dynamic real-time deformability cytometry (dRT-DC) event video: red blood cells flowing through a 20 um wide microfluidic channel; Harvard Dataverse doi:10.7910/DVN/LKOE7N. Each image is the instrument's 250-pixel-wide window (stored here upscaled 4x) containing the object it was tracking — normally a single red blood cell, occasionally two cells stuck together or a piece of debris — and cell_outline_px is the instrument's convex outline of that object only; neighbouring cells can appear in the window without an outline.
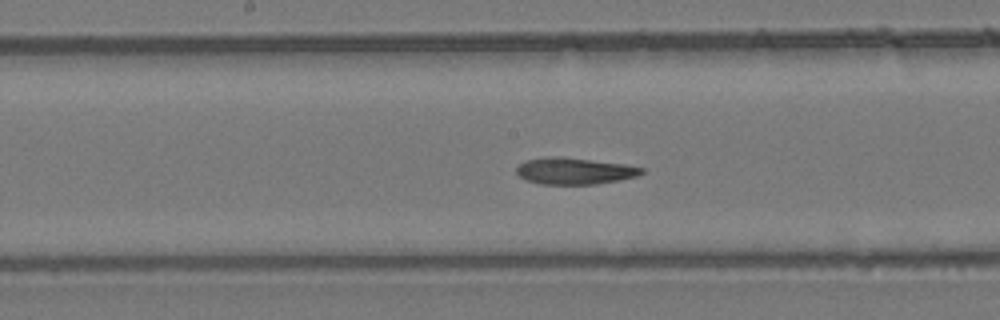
{"species": "common noctule bat (a hibernating species)", "species_latin": "Nyctalus noctula", "temperature_condition": "room temperature", "stored_images_in_passage": 39, "camera_frame_rate_fps": 3000, "um_per_image_px": 0.085, "animal": {"sex": "female", "body_mass_g": 24.6, "forearm_length_mm": 56.2}, "frame": {"image": 1, "passage_image": 12, "time_ms": 3.667, "image_size_px": [1000, 320], "cell_outline_px": [[644, 172], [636, 176], [620, 180], [596, 184], [540, 184], [528, 180], [520, 176], [516, 172], [516, 168], [520, 164], [528, 160], [544, 156], [560, 156], [624, 164], [644, 168]], "centroid_in_image_um": [48.83, 14.53], "position_along_channel_um": 199.4, "area_um2": 19.31}}
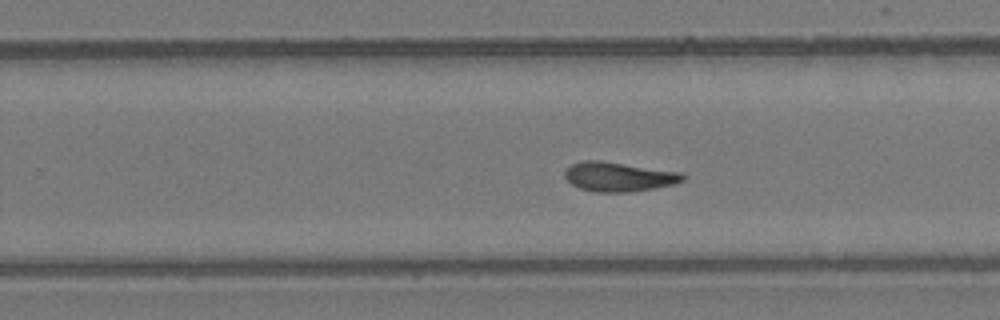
{"frame": {"image": 2, "passage_image": 18, "time_ms": 5.667, "image_size_px": [1000, 320], "cell_outline_px": [[684, 180], [676, 184], [632, 192], [596, 192], [580, 188], [572, 184], [564, 176], [564, 172], [572, 164], [580, 160], [600, 160], [684, 172]], "centroid_in_image_um": [52.62, 15.01], "position_along_channel_um": 277.2, "area_um2": 20.4}}
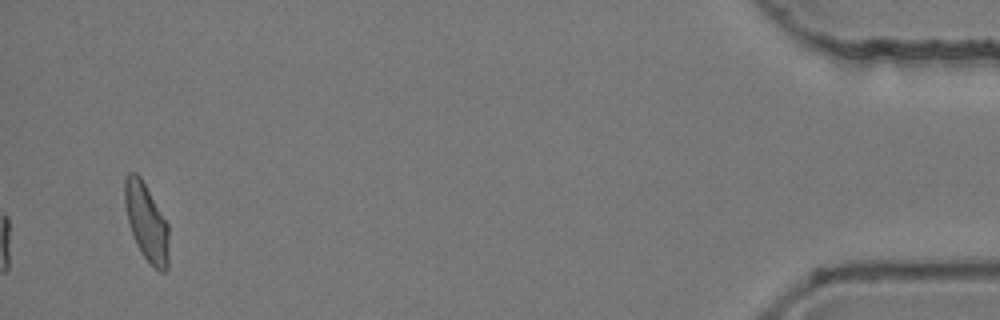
{"frame": {"image": 3, "passage_image": 39, "time_ms": 12.667, "image_size_px": [1000, 320], "cell_outline_px": [[168, 268], [164, 272], [160, 272], [140, 252], [132, 232], [128, 220], [124, 204], [124, 176], [128, 172], [136, 172], [140, 176], [168, 224]], "centroid_in_image_um": [12.44, 18.85], "position_along_channel_um": 422.8, "area_um2": 19.71}, "authors_computed_cell_mechanics": {"area_um2": 19.7098, "velocity_mm_per_s": 3.9082, "shape_relaxation_time_tau1_ms": null, "shape_relaxation_time_tau2_ms": 2.5918, "deformation_change_tau1": null, "deformation_change_tau2": 0.0755}}